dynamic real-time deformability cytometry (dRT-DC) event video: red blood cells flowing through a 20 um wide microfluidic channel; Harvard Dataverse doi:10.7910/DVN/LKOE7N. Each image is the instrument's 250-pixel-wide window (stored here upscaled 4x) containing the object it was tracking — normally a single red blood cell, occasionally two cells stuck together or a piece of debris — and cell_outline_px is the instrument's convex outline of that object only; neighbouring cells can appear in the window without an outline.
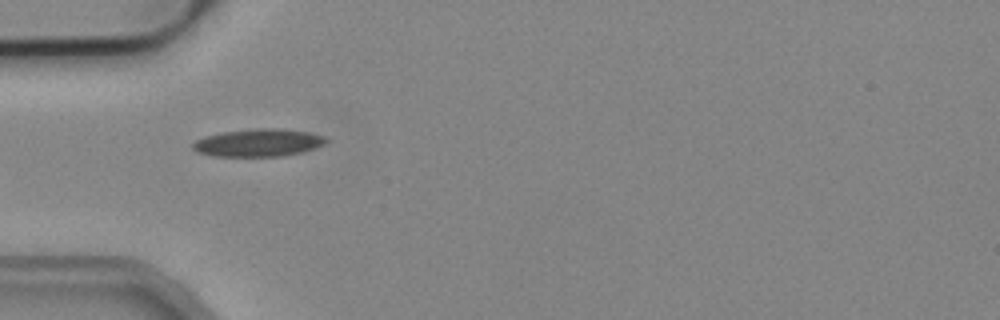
{"species": "common noctule bat (a hibernating species)", "species_latin": "Nyctalus noctula", "temperature_condition": "cold", "stored_images_in_passage": 4, "camera_frame_rate_fps": 3000, "um_per_image_px": 0.085, "animal": {"sex": "male", "body_mass_g": 19.2, "forearm_length_mm": 51.8}, "frame": {"image": 1, "passage_image": 3, "time_ms": 0.667, "image_size_px": [1000, 320], "cell_outline_px": [[328, 140], [324, 144], [316, 148], [284, 156], [212, 156], [196, 152], [192, 148], [192, 144], [196, 140], [204, 136], [220, 132], [256, 128], [280, 128], [308, 132], [324, 136]], "centroid_in_image_um": [21.93, 12.13], "position_along_channel_um": 63.1, "area_um2": 21.62}}